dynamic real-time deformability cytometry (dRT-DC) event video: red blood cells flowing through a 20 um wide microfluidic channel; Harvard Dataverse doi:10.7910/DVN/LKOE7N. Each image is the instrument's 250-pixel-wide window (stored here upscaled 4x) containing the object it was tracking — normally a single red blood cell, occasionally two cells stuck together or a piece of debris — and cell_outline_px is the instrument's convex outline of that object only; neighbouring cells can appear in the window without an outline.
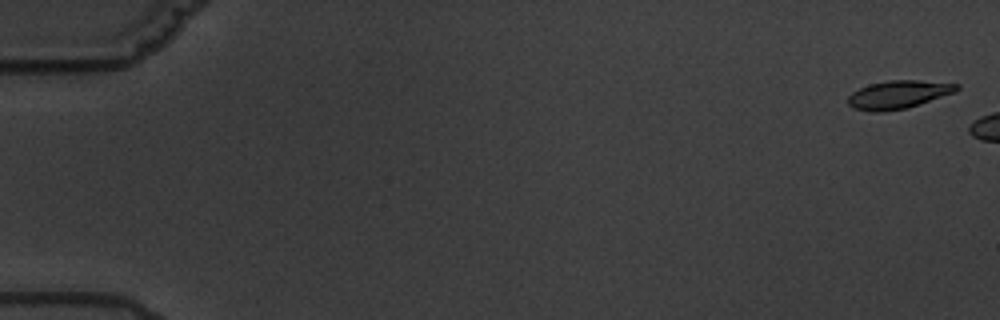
{"species": "common noctule bat (a hibernating species)", "species_latin": "Nyctalus noctula", "temperature_condition": "warm", "stored_images_in_passage": 3, "camera_frame_rate_fps": 3000, "um_per_image_px": 0.085, "animal": {"sex": "male", "body_mass_g": 19.5, "forearm_length_mm": 54.6}, "frame": {"image": 1, "passage_image": 1, "time_ms": 0.0, "image_size_px": [1000, 320], "cell_outline_px": [[960, 88], [956, 92], [908, 108], [880, 112], [868, 112], [852, 108], [848, 104], [848, 96], [852, 92], [868, 84], [888, 80], [920, 80], [960, 84]], "centroid_in_image_um": [76.36, 8.04], "position_along_channel_um": 8.6, "area_um2": 18.09}}